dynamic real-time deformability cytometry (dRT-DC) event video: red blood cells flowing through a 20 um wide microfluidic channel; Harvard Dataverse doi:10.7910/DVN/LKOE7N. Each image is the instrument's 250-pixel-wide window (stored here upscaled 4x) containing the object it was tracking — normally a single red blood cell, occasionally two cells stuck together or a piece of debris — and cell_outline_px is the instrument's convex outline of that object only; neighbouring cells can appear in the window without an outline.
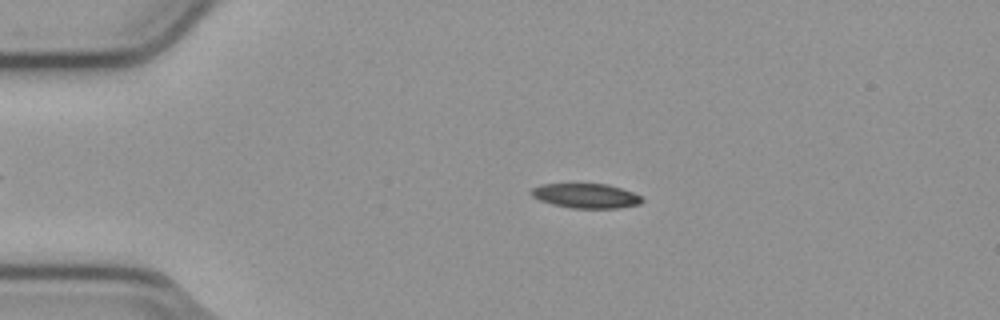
{"species": "common noctule bat (a hibernating species)", "species_latin": "Nyctalus noctula", "temperature_condition": "cold", "stored_images_in_passage": 48, "camera_frame_rate_fps": 3000, "um_per_image_px": 0.085, "animal": {"sex": "male", "body_mass_g": 23.1, "forearm_length_mm": 52.7}, "frame": {"image": 1, "passage_image": 12, "time_ms": 3.667, "image_size_px": [1000, 320], "cell_outline_px": [[644, 200], [640, 204], [616, 208], [572, 208], [552, 204], [540, 200], [532, 196], [528, 192], [532, 188], [540, 184], [608, 184], [632, 192], [640, 196]], "centroid_in_image_um": [49.77, 16.64], "position_along_channel_um": 35.2, "area_um2": 15.84}}
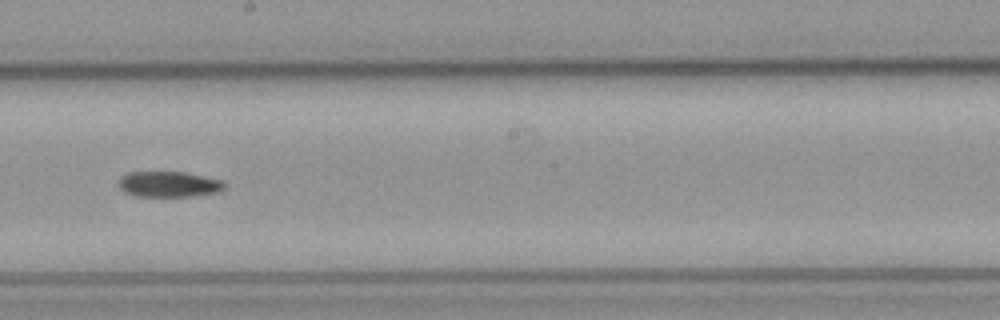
{"frame": {"image": 2, "passage_image": 31, "time_ms": 10.0, "image_size_px": [1000, 320], "cell_outline_px": [[224, 188], [220, 192], [192, 196], [136, 196], [124, 192], [116, 184], [120, 176], [128, 172], [184, 172], [224, 180]], "centroid_in_image_um": [14.32, 15.65], "position_along_channel_um": 233.9, "area_um2": 16.01}}
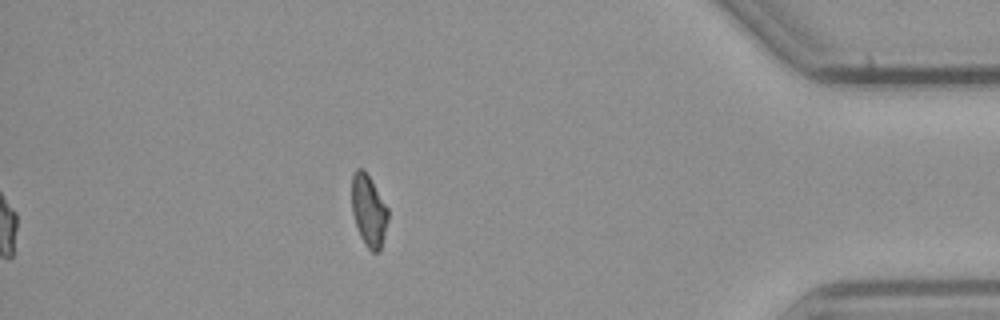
{"frame": {"image": 3, "passage_image": 48, "time_ms": 15.667, "image_size_px": [1000, 320], "cell_outline_px": [[388, 220], [380, 252], [372, 252], [364, 244], [356, 228], [352, 212], [352, 172], [356, 168], [360, 168], [368, 176], [388, 208]], "centroid_in_image_um": [31.33, 17.94], "position_along_channel_um": 403.9, "area_um2": 15.09}}